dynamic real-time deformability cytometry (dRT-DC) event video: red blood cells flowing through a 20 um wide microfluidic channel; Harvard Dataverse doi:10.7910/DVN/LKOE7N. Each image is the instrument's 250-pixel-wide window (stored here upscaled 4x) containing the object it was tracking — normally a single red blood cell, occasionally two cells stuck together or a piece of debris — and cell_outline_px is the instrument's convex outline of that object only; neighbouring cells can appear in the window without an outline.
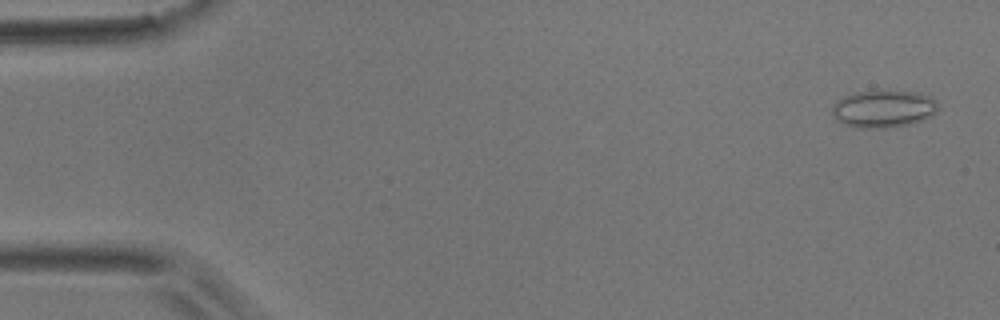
{"species": "common noctule bat (a hibernating species)", "species_latin": "Nyctalus noctula", "temperature_condition": "room temperature", "stored_images_in_passage": 23, "camera_frame_rate_fps": 3000, "um_per_image_px": 0.085, "animal": {"sex": "male", "body_mass_g": 17.9}, "frame": {"image": 1, "passage_image": 2, "time_ms": 0.333, "image_size_px": [1000, 320], "cell_outline_px": [[940, 108], [932, 116], [924, 120], [912, 124], [892, 128], [856, 128], [844, 124], [836, 120], [832, 116], [832, 104], [836, 100], [844, 96], [856, 92], [916, 92], [932, 96], [936, 100]], "centroid_in_image_um": [75.11, 9.28], "position_along_channel_um": 9.9, "area_um2": 23.41}}
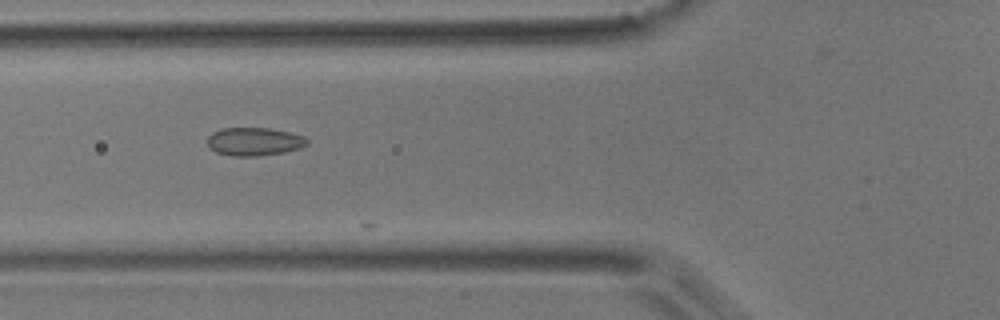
{"frame": {"image": 2, "passage_image": 19, "time_ms": 6.0, "image_size_px": [1000, 320], "cell_outline_px": [[308, 144], [300, 148], [284, 152], [256, 156], [232, 156], [216, 152], [208, 148], [208, 136], [212, 132], [220, 128], [268, 128], [288, 132], [304, 136], [308, 140]], "centroid_in_image_um": [21.58, 12.03], "position_along_channel_um": 104.2, "area_um2": 16.42}}
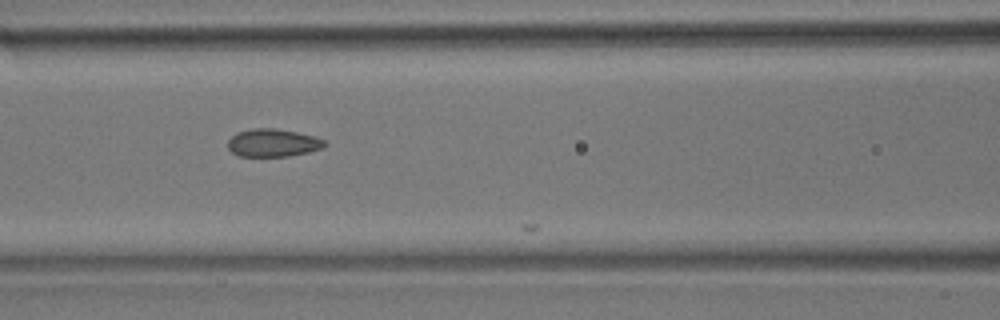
{"frame": {"image": 3, "passage_image": 22, "time_ms": 7.0, "image_size_px": [1000, 320], "cell_outline_px": [[328, 144], [324, 148], [308, 152], [288, 156], [240, 156], [232, 152], [228, 148], [228, 140], [232, 136], [240, 132], [252, 128], [276, 128], [316, 136], [324, 140]], "centroid_in_image_um": [23.24, 12.14], "position_along_channel_um": 143.4, "area_um2": 15.72}}